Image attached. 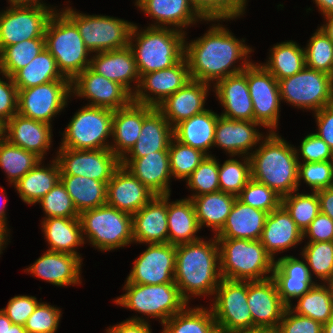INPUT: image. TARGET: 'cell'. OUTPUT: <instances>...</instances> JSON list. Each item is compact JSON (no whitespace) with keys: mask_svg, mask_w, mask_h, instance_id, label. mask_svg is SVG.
Wrapping results in <instances>:
<instances>
[{"mask_svg":"<svg viewBox=\"0 0 333 333\" xmlns=\"http://www.w3.org/2000/svg\"><path fill=\"white\" fill-rule=\"evenodd\" d=\"M243 42L220 23L212 24L207 33L190 43L184 40L191 79L212 85L213 81L243 72L251 63L248 54L253 51ZM238 60H242L241 65L235 66Z\"/></svg>","mask_w":333,"mask_h":333,"instance_id":"cell-1","label":"cell"},{"mask_svg":"<svg viewBox=\"0 0 333 333\" xmlns=\"http://www.w3.org/2000/svg\"><path fill=\"white\" fill-rule=\"evenodd\" d=\"M213 237L176 245L174 281L187 303L193 296L214 295L222 279L219 246Z\"/></svg>","mask_w":333,"mask_h":333,"instance_id":"cell-2","label":"cell"},{"mask_svg":"<svg viewBox=\"0 0 333 333\" xmlns=\"http://www.w3.org/2000/svg\"><path fill=\"white\" fill-rule=\"evenodd\" d=\"M259 144L249 156L251 178L281 197L298 191L299 162L294 145L288 144L276 132H269Z\"/></svg>","mask_w":333,"mask_h":333,"instance_id":"cell-3","label":"cell"},{"mask_svg":"<svg viewBox=\"0 0 333 333\" xmlns=\"http://www.w3.org/2000/svg\"><path fill=\"white\" fill-rule=\"evenodd\" d=\"M185 34L170 27L148 26L146 29L138 30V26L134 24L130 33L129 47L134 54L140 77L143 74L170 68L179 62L184 57Z\"/></svg>","mask_w":333,"mask_h":333,"instance_id":"cell-4","label":"cell"},{"mask_svg":"<svg viewBox=\"0 0 333 333\" xmlns=\"http://www.w3.org/2000/svg\"><path fill=\"white\" fill-rule=\"evenodd\" d=\"M217 242L222 278L259 281L272 277L275 260L259 240L217 239Z\"/></svg>","mask_w":333,"mask_h":333,"instance_id":"cell-5","label":"cell"},{"mask_svg":"<svg viewBox=\"0 0 333 333\" xmlns=\"http://www.w3.org/2000/svg\"><path fill=\"white\" fill-rule=\"evenodd\" d=\"M45 48L55 58L61 74L72 81L90 67L89 50L77 26L62 12L55 11L45 28Z\"/></svg>","mask_w":333,"mask_h":333,"instance_id":"cell-6","label":"cell"},{"mask_svg":"<svg viewBox=\"0 0 333 333\" xmlns=\"http://www.w3.org/2000/svg\"><path fill=\"white\" fill-rule=\"evenodd\" d=\"M85 242L100 251H110L134 243L132 215L108 204L79 214ZM87 237V238H85Z\"/></svg>","mask_w":333,"mask_h":333,"instance_id":"cell-7","label":"cell"},{"mask_svg":"<svg viewBox=\"0 0 333 333\" xmlns=\"http://www.w3.org/2000/svg\"><path fill=\"white\" fill-rule=\"evenodd\" d=\"M125 294L117 297L113 302L124 308L144 314L152 318H160L161 324L176 313L180 312L188 303L182 298L175 283L144 285L125 283Z\"/></svg>","mask_w":333,"mask_h":333,"instance_id":"cell-8","label":"cell"},{"mask_svg":"<svg viewBox=\"0 0 333 333\" xmlns=\"http://www.w3.org/2000/svg\"><path fill=\"white\" fill-rule=\"evenodd\" d=\"M78 28L90 53L118 50L129 46L134 23L105 15H87L71 7L61 10Z\"/></svg>","mask_w":333,"mask_h":333,"instance_id":"cell-9","label":"cell"},{"mask_svg":"<svg viewBox=\"0 0 333 333\" xmlns=\"http://www.w3.org/2000/svg\"><path fill=\"white\" fill-rule=\"evenodd\" d=\"M113 110L84 106L67 125L60 147L73 150L110 149L107 139L112 137Z\"/></svg>","mask_w":333,"mask_h":333,"instance_id":"cell-10","label":"cell"},{"mask_svg":"<svg viewBox=\"0 0 333 333\" xmlns=\"http://www.w3.org/2000/svg\"><path fill=\"white\" fill-rule=\"evenodd\" d=\"M278 82L281 100L295 108L315 113L333 104V76L325 72L304 67L299 73Z\"/></svg>","mask_w":333,"mask_h":333,"instance_id":"cell-11","label":"cell"},{"mask_svg":"<svg viewBox=\"0 0 333 333\" xmlns=\"http://www.w3.org/2000/svg\"><path fill=\"white\" fill-rule=\"evenodd\" d=\"M210 307L219 333H240L253 328L247 303V281L222 278Z\"/></svg>","mask_w":333,"mask_h":333,"instance_id":"cell-12","label":"cell"},{"mask_svg":"<svg viewBox=\"0 0 333 333\" xmlns=\"http://www.w3.org/2000/svg\"><path fill=\"white\" fill-rule=\"evenodd\" d=\"M55 11L40 5H10L1 11L0 52L9 45L44 38L47 22Z\"/></svg>","mask_w":333,"mask_h":333,"instance_id":"cell-13","label":"cell"},{"mask_svg":"<svg viewBox=\"0 0 333 333\" xmlns=\"http://www.w3.org/2000/svg\"><path fill=\"white\" fill-rule=\"evenodd\" d=\"M71 81H51L18 90V113L51 125L52 118L66 107Z\"/></svg>","mask_w":333,"mask_h":333,"instance_id":"cell-14","label":"cell"},{"mask_svg":"<svg viewBox=\"0 0 333 333\" xmlns=\"http://www.w3.org/2000/svg\"><path fill=\"white\" fill-rule=\"evenodd\" d=\"M247 84L253 102L254 121L269 128L268 132H277L281 104L278 80L261 63L251 62L247 66Z\"/></svg>","mask_w":333,"mask_h":333,"instance_id":"cell-15","label":"cell"},{"mask_svg":"<svg viewBox=\"0 0 333 333\" xmlns=\"http://www.w3.org/2000/svg\"><path fill=\"white\" fill-rule=\"evenodd\" d=\"M55 159L60 175L85 176L106 184L121 165V160L110 149L73 150L59 147Z\"/></svg>","mask_w":333,"mask_h":333,"instance_id":"cell-16","label":"cell"},{"mask_svg":"<svg viewBox=\"0 0 333 333\" xmlns=\"http://www.w3.org/2000/svg\"><path fill=\"white\" fill-rule=\"evenodd\" d=\"M146 250L134 260L133 269L125 283L156 285L175 283L176 245L146 244Z\"/></svg>","mask_w":333,"mask_h":333,"instance_id":"cell-17","label":"cell"},{"mask_svg":"<svg viewBox=\"0 0 333 333\" xmlns=\"http://www.w3.org/2000/svg\"><path fill=\"white\" fill-rule=\"evenodd\" d=\"M71 94L89 99L88 106L113 111L124 108L133 101V96L122 85L97 74L90 67L71 81Z\"/></svg>","mask_w":333,"mask_h":333,"instance_id":"cell-18","label":"cell"},{"mask_svg":"<svg viewBox=\"0 0 333 333\" xmlns=\"http://www.w3.org/2000/svg\"><path fill=\"white\" fill-rule=\"evenodd\" d=\"M190 79L189 67L185 57H183L170 68L143 74L140 77L139 86L133 94V102L156 108L168 96L181 89Z\"/></svg>","mask_w":333,"mask_h":333,"instance_id":"cell-19","label":"cell"},{"mask_svg":"<svg viewBox=\"0 0 333 333\" xmlns=\"http://www.w3.org/2000/svg\"><path fill=\"white\" fill-rule=\"evenodd\" d=\"M247 303L252 315L253 328L278 327L287 308L272 277L247 281Z\"/></svg>","mask_w":333,"mask_h":333,"instance_id":"cell-20","label":"cell"},{"mask_svg":"<svg viewBox=\"0 0 333 333\" xmlns=\"http://www.w3.org/2000/svg\"><path fill=\"white\" fill-rule=\"evenodd\" d=\"M154 196L128 169L120 165L107 184L106 204L133 215Z\"/></svg>","mask_w":333,"mask_h":333,"instance_id":"cell-21","label":"cell"},{"mask_svg":"<svg viewBox=\"0 0 333 333\" xmlns=\"http://www.w3.org/2000/svg\"><path fill=\"white\" fill-rule=\"evenodd\" d=\"M255 121L232 120L219 115L214 134V146L222 148L230 157L250 156L253 147L264 138ZM241 155V156H240Z\"/></svg>","mask_w":333,"mask_h":333,"instance_id":"cell-22","label":"cell"},{"mask_svg":"<svg viewBox=\"0 0 333 333\" xmlns=\"http://www.w3.org/2000/svg\"><path fill=\"white\" fill-rule=\"evenodd\" d=\"M214 92L224 108L221 116L242 121H254L253 102L247 84V67L243 72L213 82Z\"/></svg>","mask_w":333,"mask_h":333,"instance_id":"cell-23","label":"cell"},{"mask_svg":"<svg viewBox=\"0 0 333 333\" xmlns=\"http://www.w3.org/2000/svg\"><path fill=\"white\" fill-rule=\"evenodd\" d=\"M210 84L190 79L181 89L168 96L156 108L174 128L181 121L206 110Z\"/></svg>","mask_w":333,"mask_h":333,"instance_id":"cell-24","label":"cell"},{"mask_svg":"<svg viewBox=\"0 0 333 333\" xmlns=\"http://www.w3.org/2000/svg\"><path fill=\"white\" fill-rule=\"evenodd\" d=\"M52 136V125L19 113L4 125L5 139L13 145L35 153L42 160L51 148Z\"/></svg>","mask_w":333,"mask_h":333,"instance_id":"cell-25","label":"cell"},{"mask_svg":"<svg viewBox=\"0 0 333 333\" xmlns=\"http://www.w3.org/2000/svg\"><path fill=\"white\" fill-rule=\"evenodd\" d=\"M272 278L282 302L287 307L291 305L292 298L301 297L317 283L311 276L306 260H299L291 255L275 260Z\"/></svg>","mask_w":333,"mask_h":333,"instance_id":"cell-26","label":"cell"},{"mask_svg":"<svg viewBox=\"0 0 333 333\" xmlns=\"http://www.w3.org/2000/svg\"><path fill=\"white\" fill-rule=\"evenodd\" d=\"M92 55L90 68L97 74L122 85L133 96L139 86L140 75L131 48L128 46ZM132 82L137 84L135 89L131 88Z\"/></svg>","mask_w":333,"mask_h":333,"instance_id":"cell-27","label":"cell"},{"mask_svg":"<svg viewBox=\"0 0 333 333\" xmlns=\"http://www.w3.org/2000/svg\"><path fill=\"white\" fill-rule=\"evenodd\" d=\"M136 243H168L167 195H155L132 215Z\"/></svg>","mask_w":333,"mask_h":333,"instance_id":"cell-28","label":"cell"},{"mask_svg":"<svg viewBox=\"0 0 333 333\" xmlns=\"http://www.w3.org/2000/svg\"><path fill=\"white\" fill-rule=\"evenodd\" d=\"M121 165L155 195L171 194L168 151H157L141 158H122Z\"/></svg>","mask_w":333,"mask_h":333,"instance_id":"cell-29","label":"cell"},{"mask_svg":"<svg viewBox=\"0 0 333 333\" xmlns=\"http://www.w3.org/2000/svg\"><path fill=\"white\" fill-rule=\"evenodd\" d=\"M155 107L131 102L113 111L110 150L121 160L135 145L140 136L144 118Z\"/></svg>","mask_w":333,"mask_h":333,"instance_id":"cell-30","label":"cell"},{"mask_svg":"<svg viewBox=\"0 0 333 333\" xmlns=\"http://www.w3.org/2000/svg\"><path fill=\"white\" fill-rule=\"evenodd\" d=\"M81 264L82 260L78 256L47 250L25 271L52 285L74 286L82 282Z\"/></svg>","mask_w":333,"mask_h":333,"instance_id":"cell-31","label":"cell"},{"mask_svg":"<svg viewBox=\"0 0 333 333\" xmlns=\"http://www.w3.org/2000/svg\"><path fill=\"white\" fill-rule=\"evenodd\" d=\"M135 5L156 20V23L154 21L149 27L172 26L173 29L184 32L183 29L195 24L196 21L205 20L192 6L190 0H140Z\"/></svg>","mask_w":333,"mask_h":333,"instance_id":"cell-32","label":"cell"},{"mask_svg":"<svg viewBox=\"0 0 333 333\" xmlns=\"http://www.w3.org/2000/svg\"><path fill=\"white\" fill-rule=\"evenodd\" d=\"M302 240L303 232L282 204L268 214L259 239L274 260L276 253L295 248Z\"/></svg>","mask_w":333,"mask_h":333,"instance_id":"cell-33","label":"cell"},{"mask_svg":"<svg viewBox=\"0 0 333 333\" xmlns=\"http://www.w3.org/2000/svg\"><path fill=\"white\" fill-rule=\"evenodd\" d=\"M269 213L246 205L237 198L217 239L259 240Z\"/></svg>","mask_w":333,"mask_h":333,"instance_id":"cell-34","label":"cell"},{"mask_svg":"<svg viewBox=\"0 0 333 333\" xmlns=\"http://www.w3.org/2000/svg\"><path fill=\"white\" fill-rule=\"evenodd\" d=\"M173 137V127L163 114L154 108L144 118L137 142L123 158H141L157 151H168Z\"/></svg>","mask_w":333,"mask_h":333,"instance_id":"cell-35","label":"cell"},{"mask_svg":"<svg viewBox=\"0 0 333 333\" xmlns=\"http://www.w3.org/2000/svg\"><path fill=\"white\" fill-rule=\"evenodd\" d=\"M219 114L206 109L204 112L181 121L173 128V136L180 143L200 150L210 156Z\"/></svg>","mask_w":333,"mask_h":333,"instance_id":"cell-36","label":"cell"},{"mask_svg":"<svg viewBox=\"0 0 333 333\" xmlns=\"http://www.w3.org/2000/svg\"><path fill=\"white\" fill-rule=\"evenodd\" d=\"M42 232L48 242V251L82 256L75 248L85 244L79 218L50 217L41 221Z\"/></svg>","mask_w":333,"mask_h":333,"instance_id":"cell-37","label":"cell"},{"mask_svg":"<svg viewBox=\"0 0 333 333\" xmlns=\"http://www.w3.org/2000/svg\"><path fill=\"white\" fill-rule=\"evenodd\" d=\"M167 195L168 243L179 245L201 239L196 233L201 230L193 201L188 198L169 202Z\"/></svg>","mask_w":333,"mask_h":333,"instance_id":"cell-38","label":"cell"},{"mask_svg":"<svg viewBox=\"0 0 333 333\" xmlns=\"http://www.w3.org/2000/svg\"><path fill=\"white\" fill-rule=\"evenodd\" d=\"M41 164L42 161L14 184L19 197L28 205L38 203L60 180V167L55 158L46 167Z\"/></svg>","mask_w":333,"mask_h":333,"instance_id":"cell-39","label":"cell"},{"mask_svg":"<svg viewBox=\"0 0 333 333\" xmlns=\"http://www.w3.org/2000/svg\"><path fill=\"white\" fill-rule=\"evenodd\" d=\"M237 196L217 191L193 197L197 221L202 226L212 227L216 235L224 226Z\"/></svg>","mask_w":333,"mask_h":333,"instance_id":"cell-40","label":"cell"},{"mask_svg":"<svg viewBox=\"0 0 333 333\" xmlns=\"http://www.w3.org/2000/svg\"><path fill=\"white\" fill-rule=\"evenodd\" d=\"M60 180L79 214L106 204V183L78 175H60Z\"/></svg>","mask_w":333,"mask_h":333,"instance_id":"cell-41","label":"cell"},{"mask_svg":"<svg viewBox=\"0 0 333 333\" xmlns=\"http://www.w3.org/2000/svg\"><path fill=\"white\" fill-rule=\"evenodd\" d=\"M18 90L49 83L70 81L58 69L55 58L45 48L27 66L12 76Z\"/></svg>","mask_w":333,"mask_h":333,"instance_id":"cell-42","label":"cell"},{"mask_svg":"<svg viewBox=\"0 0 333 333\" xmlns=\"http://www.w3.org/2000/svg\"><path fill=\"white\" fill-rule=\"evenodd\" d=\"M188 304L162 324L161 333H219L211 308Z\"/></svg>","mask_w":333,"mask_h":333,"instance_id":"cell-43","label":"cell"},{"mask_svg":"<svg viewBox=\"0 0 333 333\" xmlns=\"http://www.w3.org/2000/svg\"><path fill=\"white\" fill-rule=\"evenodd\" d=\"M273 46L267 62L261 65L278 81L299 73L305 67L304 48L296 42L289 40Z\"/></svg>","mask_w":333,"mask_h":333,"instance_id":"cell-44","label":"cell"},{"mask_svg":"<svg viewBox=\"0 0 333 333\" xmlns=\"http://www.w3.org/2000/svg\"><path fill=\"white\" fill-rule=\"evenodd\" d=\"M297 304L289 308L302 316L309 317L321 324L326 323L333 315V296L325 283H316L308 292L297 298Z\"/></svg>","mask_w":333,"mask_h":333,"instance_id":"cell-45","label":"cell"},{"mask_svg":"<svg viewBox=\"0 0 333 333\" xmlns=\"http://www.w3.org/2000/svg\"><path fill=\"white\" fill-rule=\"evenodd\" d=\"M40 161L31 151L11 144L4 137L0 140V168L7 174L9 184H15Z\"/></svg>","mask_w":333,"mask_h":333,"instance_id":"cell-46","label":"cell"},{"mask_svg":"<svg viewBox=\"0 0 333 333\" xmlns=\"http://www.w3.org/2000/svg\"><path fill=\"white\" fill-rule=\"evenodd\" d=\"M44 49L45 38L29 39L5 47L0 52V74L12 77Z\"/></svg>","mask_w":333,"mask_h":333,"instance_id":"cell-47","label":"cell"},{"mask_svg":"<svg viewBox=\"0 0 333 333\" xmlns=\"http://www.w3.org/2000/svg\"><path fill=\"white\" fill-rule=\"evenodd\" d=\"M282 205L302 232L305 231L312 220L320 213V202L317 192L300 194L298 191H294L282 197Z\"/></svg>","mask_w":333,"mask_h":333,"instance_id":"cell-48","label":"cell"},{"mask_svg":"<svg viewBox=\"0 0 333 333\" xmlns=\"http://www.w3.org/2000/svg\"><path fill=\"white\" fill-rule=\"evenodd\" d=\"M305 51V67L333 76V42L319 27L311 36Z\"/></svg>","mask_w":333,"mask_h":333,"instance_id":"cell-49","label":"cell"},{"mask_svg":"<svg viewBox=\"0 0 333 333\" xmlns=\"http://www.w3.org/2000/svg\"><path fill=\"white\" fill-rule=\"evenodd\" d=\"M169 162L172 178L186 180L207 156L200 150L184 145L174 137L169 147Z\"/></svg>","mask_w":333,"mask_h":333,"instance_id":"cell-50","label":"cell"},{"mask_svg":"<svg viewBox=\"0 0 333 333\" xmlns=\"http://www.w3.org/2000/svg\"><path fill=\"white\" fill-rule=\"evenodd\" d=\"M311 276L321 279L325 284L333 275V241L307 242L301 251ZM313 273V274H312Z\"/></svg>","mask_w":333,"mask_h":333,"instance_id":"cell-51","label":"cell"},{"mask_svg":"<svg viewBox=\"0 0 333 333\" xmlns=\"http://www.w3.org/2000/svg\"><path fill=\"white\" fill-rule=\"evenodd\" d=\"M238 159H228L223 164L219 162L220 191L237 196L251 179V161L249 156Z\"/></svg>","mask_w":333,"mask_h":333,"instance_id":"cell-52","label":"cell"},{"mask_svg":"<svg viewBox=\"0 0 333 333\" xmlns=\"http://www.w3.org/2000/svg\"><path fill=\"white\" fill-rule=\"evenodd\" d=\"M219 161L212 155L206 156L199 166L186 179L187 186L194 190L188 199L203 194L220 191Z\"/></svg>","mask_w":333,"mask_h":333,"instance_id":"cell-53","label":"cell"},{"mask_svg":"<svg viewBox=\"0 0 333 333\" xmlns=\"http://www.w3.org/2000/svg\"><path fill=\"white\" fill-rule=\"evenodd\" d=\"M192 6L205 21L239 18L245 13L247 0H190Z\"/></svg>","mask_w":333,"mask_h":333,"instance_id":"cell-54","label":"cell"},{"mask_svg":"<svg viewBox=\"0 0 333 333\" xmlns=\"http://www.w3.org/2000/svg\"><path fill=\"white\" fill-rule=\"evenodd\" d=\"M237 199L246 205L267 213L277 209L282 204V197L279 194L252 178L237 195Z\"/></svg>","mask_w":333,"mask_h":333,"instance_id":"cell-55","label":"cell"},{"mask_svg":"<svg viewBox=\"0 0 333 333\" xmlns=\"http://www.w3.org/2000/svg\"><path fill=\"white\" fill-rule=\"evenodd\" d=\"M38 203L43 208L42 210L46 215L45 218H79V213L61 180Z\"/></svg>","mask_w":333,"mask_h":333,"instance_id":"cell-56","label":"cell"},{"mask_svg":"<svg viewBox=\"0 0 333 333\" xmlns=\"http://www.w3.org/2000/svg\"><path fill=\"white\" fill-rule=\"evenodd\" d=\"M298 162V187L301 180H304L313 192L333 186V160Z\"/></svg>","mask_w":333,"mask_h":333,"instance_id":"cell-57","label":"cell"},{"mask_svg":"<svg viewBox=\"0 0 333 333\" xmlns=\"http://www.w3.org/2000/svg\"><path fill=\"white\" fill-rule=\"evenodd\" d=\"M61 313L58 307L40 302L27 319L24 328L27 333H55L58 329Z\"/></svg>","mask_w":333,"mask_h":333,"instance_id":"cell-58","label":"cell"},{"mask_svg":"<svg viewBox=\"0 0 333 333\" xmlns=\"http://www.w3.org/2000/svg\"><path fill=\"white\" fill-rule=\"evenodd\" d=\"M299 147L300 149H296L295 147L298 161L301 156L303 162H322L333 160V150L315 133L306 135Z\"/></svg>","mask_w":333,"mask_h":333,"instance_id":"cell-59","label":"cell"},{"mask_svg":"<svg viewBox=\"0 0 333 333\" xmlns=\"http://www.w3.org/2000/svg\"><path fill=\"white\" fill-rule=\"evenodd\" d=\"M278 328L281 333H323V324L293 312L287 307Z\"/></svg>","mask_w":333,"mask_h":333,"instance_id":"cell-60","label":"cell"},{"mask_svg":"<svg viewBox=\"0 0 333 333\" xmlns=\"http://www.w3.org/2000/svg\"><path fill=\"white\" fill-rule=\"evenodd\" d=\"M0 78V122L6 124L18 113V89L11 76L1 74Z\"/></svg>","mask_w":333,"mask_h":333,"instance_id":"cell-61","label":"cell"},{"mask_svg":"<svg viewBox=\"0 0 333 333\" xmlns=\"http://www.w3.org/2000/svg\"><path fill=\"white\" fill-rule=\"evenodd\" d=\"M39 303L35 296L19 295L11 298L6 308L1 310L13 324L24 326Z\"/></svg>","mask_w":333,"mask_h":333,"instance_id":"cell-62","label":"cell"},{"mask_svg":"<svg viewBox=\"0 0 333 333\" xmlns=\"http://www.w3.org/2000/svg\"><path fill=\"white\" fill-rule=\"evenodd\" d=\"M306 237L309 242L333 241V220L320 212L303 232Z\"/></svg>","mask_w":333,"mask_h":333,"instance_id":"cell-63","label":"cell"},{"mask_svg":"<svg viewBox=\"0 0 333 333\" xmlns=\"http://www.w3.org/2000/svg\"><path fill=\"white\" fill-rule=\"evenodd\" d=\"M314 116L318 126L315 134L333 150V104L315 112Z\"/></svg>","mask_w":333,"mask_h":333,"instance_id":"cell-64","label":"cell"},{"mask_svg":"<svg viewBox=\"0 0 333 333\" xmlns=\"http://www.w3.org/2000/svg\"><path fill=\"white\" fill-rule=\"evenodd\" d=\"M107 333H151L149 321L142 317L133 316L119 324L107 328Z\"/></svg>","mask_w":333,"mask_h":333,"instance_id":"cell-65","label":"cell"},{"mask_svg":"<svg viewBox=\"0 0 333 333\" xmlns=\"http://www.w3.org/2000/svg\"><path fill=\"white\" fill-rule=\"evenodd\" d=\"M316 192L320 202V212L333 220V186Z\"/></svg>","mask_w":333,"mask_h":333,"instance_id":"cell-66","label":"cell"},{"mask_svg":"<svg viewBox=\"0 0 333 333\" xmlns=\"http://www.w3.org/2000/svg\"><path fill=\"white\" fill-rule=\"evenodd\" d=\"M314 2L324 17L333 13V0H314Z\"/></svg>","mask_w":333,"mask_h":333,"instance_id":"cell-67","label":"cell"},{"mask_svg":"<svg viewBox=\"0 0 333 333\" xmlns=\"http://www.w3.org/2000/svg\"><path fill=\"white\" fill-rule=\"evenodd\" d=\"M324 18L326 19V24L321 25L320 28L333 42V13L326 15Z\"/></svg>","mask_w":333,"mask_h":333,"instance_id":"cell-68","label":"cell"},{"mask_svg":"<svg viewBox=\"0 0 333 333\" xmlns=\"http://www.w3.org/2000/svg\"><path fill=\"white\" fill-rule=\"evenodd\" d=\"M240 333H281L278 327H255Z\"/></svg>","mask_w":333,"mask_h":333,"instance_id":"cell-69","label":"cell"},{"mask_svg":"<svg viewBox=\"0 0 333 333\" xmlns=\"http://www.w3.org/2000/svg\"><path fill=\"white\" fill-rule=\"evenodd\" d=\"M9 229L7 226L0 224V254L3 253L2 250L6 247L5 245L8 244L7 241L9 236Z\"/></svg>","mask_w":333,"mask_h":333,"instance_id":"cell-70","label":"cell"},{"mask_svg":"<svg viewBox=\"0 0 333 333\" xmlns=\"http://www.w3.org/2000/svg\"><path fill=\"white\" fill-rule=\"evenodd\" d=\"M13 323L7 317V315L0 309V333H7L8 327Z\"/></svg>","mask_w":333,"mask_h":333,"instance_id":"cell-71","label":"cell"},{"mask_svg":"<svg viewBox=\"0 0 333 333\" xmlns=\"http://www.w3.org/2000/svg\"><path fill=\"white\" fill-rule=\"evenodd\" d=\"M41 0H8L10 5H40L46 6Z\"/></svg>","mask_w":333,"mask_h":333,"instance_id":"cell-72","label":"cell"},{"mask_svg":"<svg viewBox=\"0 0 333 333\" xmlns=\"http://www.w3.org/2000/svg\"><path fill=\"white\" fill-rule=\"evenodd\" d=\"M7 333H27V332L24 326L12 324L10 327H8Z\"/></svg>","mask_w":333,"mask_h":333,"instance_id":"cell-73","label":"cell"},{"mask_svg":"<svg viewBox=\"0 0 333 333\" xmlns=\"http://www.w3.org/2000/svg\"><path fill=\"white\" fill-rule=\"evenodd\" d=\"M323 333H333V315L326 323L323 324Z\"/></svg>","mask_w":333,"mask_h":333,"instance_id":"cell-74","label":"cell"},{"mask_svg":"<svg viewBox=\"0 0 333 333\" xmlns=\"http://www.w3.org/2000/svg\"><path fill=\"white\" fill-rule=\"evenodd\" d=\"M6 204L3 203L2 206H0V224L7 226V217H6V211L5 206Z\"/></svg>","mask_w":333,"mask_h":333,"instance_id":"cell-75","label":"cell"},{"mask_svg":"<svg viewBox=\"0 0 333 333\" xmlns=\"http://www.w3.org/2000/svg\"><path fill=\"white\" fill-rule=\"evenodd\" d=\"M331 293H332V296H333V275L330 277V279L326 282Z\"/></svg>","mask_w":333,"mask_h":333,"instance_id":"cell-76","label":"cell"},{"mask_svg":"<svg viewBox=\"0 0 333 333\" xmlns=\"http://www.w3.org/2000/svg\"><path fill=\"white\" fill-rule=\"evenodd\" d=\"M4 137V124L0 122V140Z\"/></svg>","mask_w":333,"mask_h":333,"instance_id":"cell-77","label":"cell"}]
</instances>
